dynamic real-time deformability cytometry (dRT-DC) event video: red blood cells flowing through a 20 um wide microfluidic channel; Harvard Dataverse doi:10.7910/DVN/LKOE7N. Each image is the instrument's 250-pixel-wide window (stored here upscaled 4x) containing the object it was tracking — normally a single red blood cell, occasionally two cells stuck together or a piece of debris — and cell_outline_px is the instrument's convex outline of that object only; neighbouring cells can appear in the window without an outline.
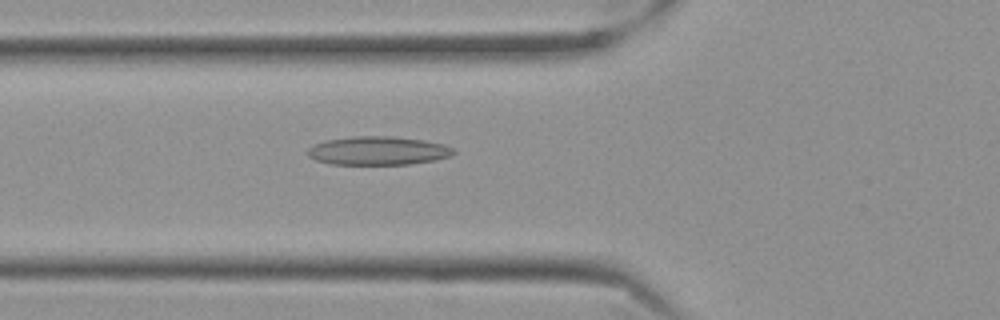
{"species": "Egyptian fruit bat (a non-hibernating species)", "species_latin": "Rousettus aegyptiacus", "temperature_condition": "cold", "stored_images_in_passage": 57, "camera_frame_rate_fps": 3000, "um_per_image_px": 0.085, "frame": {"image": 1, "passage_image": 21, "time_ms": 6.667, "image_size_px": [1000, 320], "cell_outline_px": [[456, 152], [452, 156], [436, 160], [408, 164], [328, 164], [316, 160], [308, 156], [308, 148], [312, 144], [324, 140], [352, 136], [392, 136], [424, 140], [444, 144], [456, 148]], "centroid_in_image_um": [32.15, 12.8], "position_along_channel_um": 93.7, "area_um2": 24.62}}
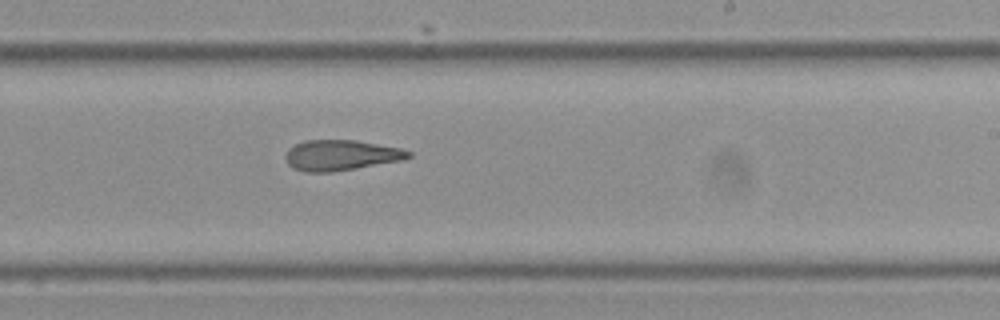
{"frame": {"image": 2, "passage_image": 35, "time_ms": 11.333, "image_size_px": [1000, 320], "cell_outline_px": [[412, 156], [400, 160], [332, 172], [304, 172], [292, 168], [288, 164], [284, 156], [288, 148], [304, 140], [356, 140], [400, 148], [412, 152]], "centroid_in_image_um": [28.93, 13.19], "position_along_channel_um": 260.1, "area_um2": 21.79}}
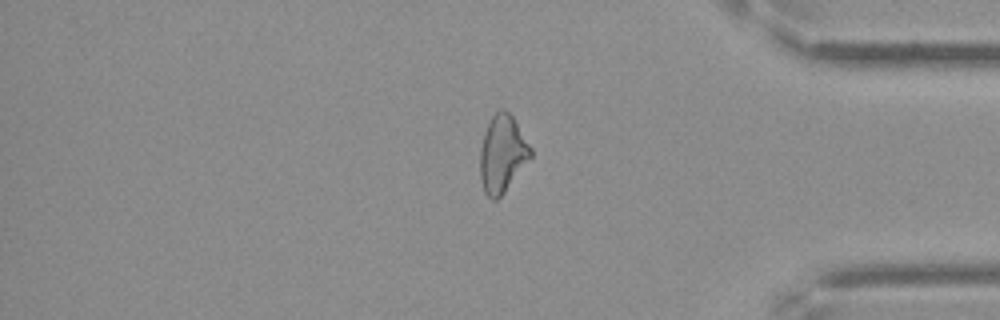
{"frame": {"image": 3, "passage_image": 48, "time_ms": 15.667, "image_size_px": [1000, 320], "cell_outline_px": [[532, 156], [504, 192], [496, 200], [492, 200], [484, 192], [480, 180], [480, 148], [484, 132], [492, 116], [500, 108], [504, 108], [512, 116], [532, 148]], "centroid_in_image_um": [42.69, 13.07], "position_along_channel_um": 392.5, "area_um2": 22.66}, "authors_computed_cell_mechanics": {"area_um2": 23.2356, "velocity_mm_per_s": 3.5459, "shape_relaxation_time_tau1_ms": null, "shape_relaxation_time_tau2_ms": 5.1393, "deformation_change_tau1": null, "deformation_change_tau2": 0.1555}}